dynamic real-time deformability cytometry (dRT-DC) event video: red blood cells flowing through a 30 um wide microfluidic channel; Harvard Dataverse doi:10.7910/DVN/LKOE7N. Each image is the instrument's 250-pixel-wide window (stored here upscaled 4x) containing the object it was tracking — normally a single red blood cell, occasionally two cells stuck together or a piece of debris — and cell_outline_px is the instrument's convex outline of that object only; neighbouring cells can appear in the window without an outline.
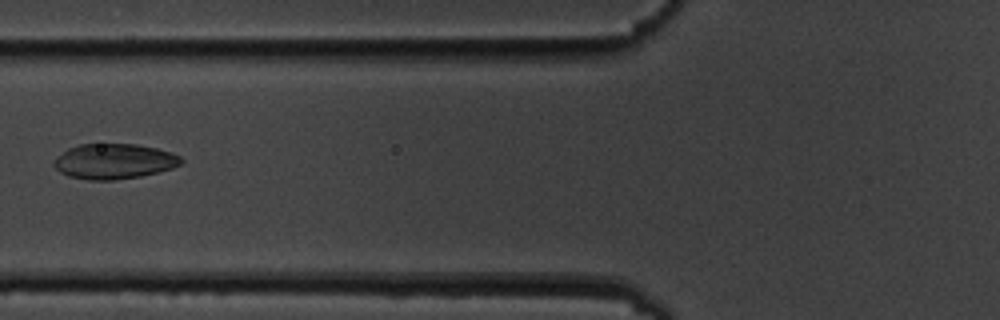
{"species": "common noctule bat (a hibernating species)", "species_latin": "Nyctalus noctula", "temperature_condition": "cold", "stored_images_in_passage": 16, "camera_frame_rate_fps": 3000, "um_per_image_px": 0.085, "animal": {"sex": "male", "body_mass_g": 19.5, "forearm_length_mm": 54.6}, "frame": {"image": 1, "passage_image": 6, "time_ms": 6.667, "image_size_px": [1000, 320], "cell_outline_px": [[184, 160], [180, 164], [172, 168], [140, 176], [116, 180], [88, 180], [68, 176], [60, 172], [52, 164], [52, 160], [68, 148], [80, 144], [136, 144], [156, 148], [180, 156]], "centroid_in_image_um": [9.65, 13.71], "position_along_channel_um": 116.1, "area_um2": 26.07}}
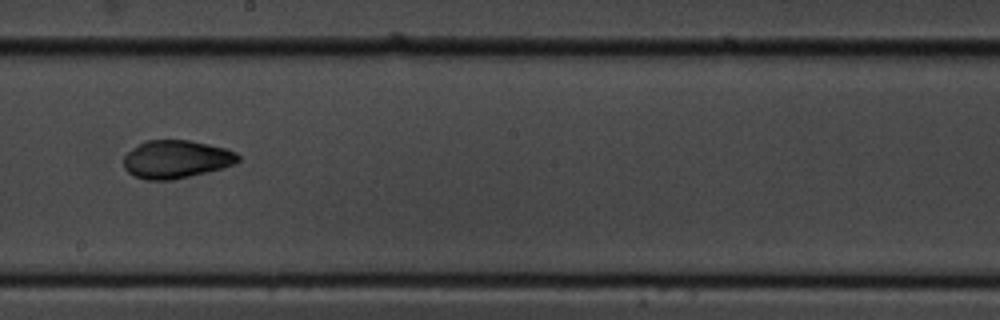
{"frame": {"image": 2, "passage_image": 9, "time_ms": 10.0, "image_size_px": [1000, 320], "cell_outline_px": [[240, 160], [224, 168], [208, 172], [172, 180], [144, 180], [132, 176], [124, 168], [124, 156], [132, 148], [144, 140], [188, 140], [208, 144], [224, 148], [236, 152], [240, 156]], "centroid_in_image_um": [14.95, 13.54], "position_along_channel_um": 233.2, "area_um2": 25.55}}
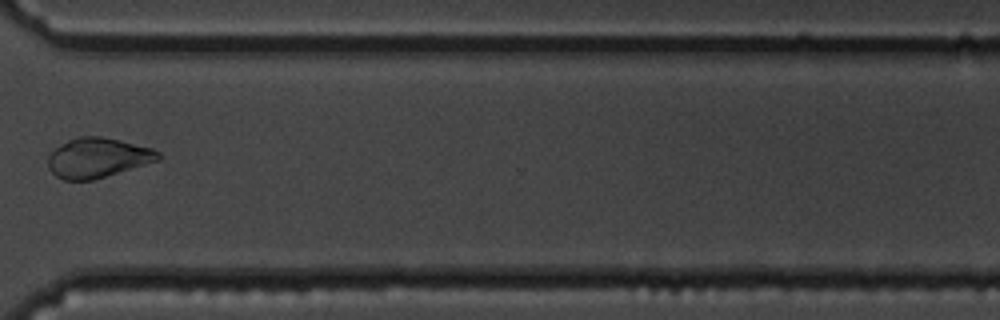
{"frame": {"image": 3, "passage_image": 12, "time_ms": 13.667, "image_size_px": [1000, 320], "cell_outline_px": [[160, 160], [92, 180], [64, 180], [56, 176], [48, 168], [48, 156], [56, 148], [68, 140], [76, 136], [100, 136], [120, 140], [152, 148], [160, 152]], "centroid_in_image_um": [8.3, 13.4], "position_along_channel_um": 362.3, "area_um2": 25.43}}